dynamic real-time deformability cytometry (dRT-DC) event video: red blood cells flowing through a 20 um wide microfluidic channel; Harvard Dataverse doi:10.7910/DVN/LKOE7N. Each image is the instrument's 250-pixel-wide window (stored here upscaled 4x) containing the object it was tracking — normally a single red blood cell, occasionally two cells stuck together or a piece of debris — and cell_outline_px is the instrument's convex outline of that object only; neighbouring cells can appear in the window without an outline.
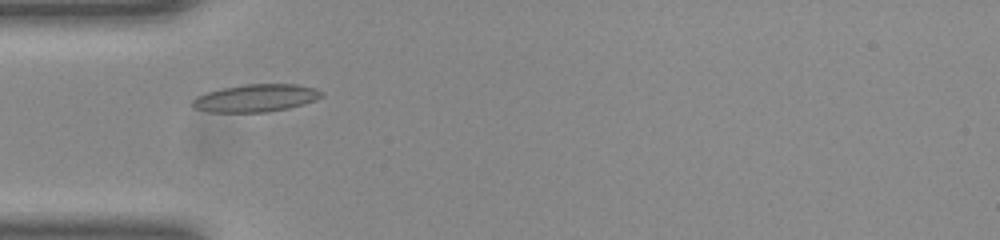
{"species": "common noctule bat (a hibernating species)", "species_latin": "Nyctalus noctula", "temperature_condition": "room temperature", "stored_images_in_passage": 36, "camera_frame_rate_fps": 3000, "um_per_image_px": 0.085, "animal": {"sex": "female", "body_mass_g": 23.0, "forearm_length_mm": 53.4}, "frame": {"image": 1, "passage_image": 1, "time_ms": 0.0, "image_size_px": [1000, 240], "cell_outline_px": [[324, 96], [316, 100], [288, 108], [264, 112], [208, 112], [196, 108], [192, 104], [192, 100], [196, 96], [220, 88], [244, 84], [296, 84], [316, 88], [324, 92]], "centroid_in_image_um": [21.77, 8.32], "position_along_channel_um": 63.2, "area_um2": 20.81}}
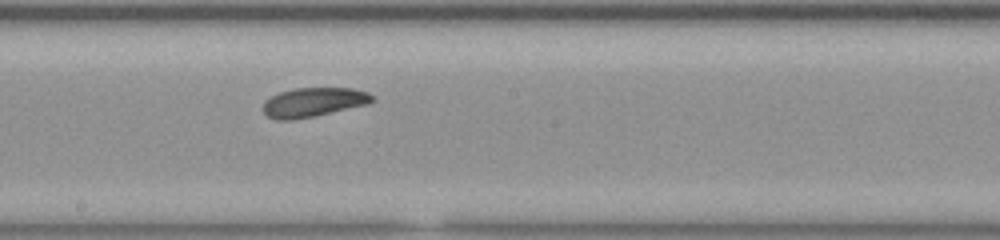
{"frame": {"image": 2, "passage_image": 13, "time_ms": 4.0, "image_size_px": [1000, 240], "cell_outline_px": [[376, 100], [368, 104], [316, 116], [292, 120], [276, 120], [268, 116], [264, 112], [264, 100], [280, 92], [296, 88], [352, 88], [368, 92], [376, 96]], "centroid_in_image_um": [26.69, 8.69], "position_along_channel_um": 221.5, "area_um2": 18.73}}
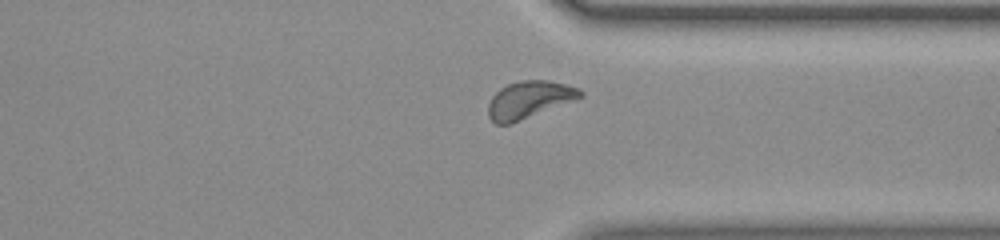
{"frame": {"image": 3, "passage_image": 24, "time_ms": 7.667, "image_size_px": [1000, 240], "cell_outline_px": [[584, 96], [576, 100], [508, 124], [496, 124], [488, 116], [488, 104], [492, 96], [500, 88], [508, 84], [520, 80], [548, 80], [580, 88], [584, 92]], "centroid_in_image_um": [45.0, 8.46], "position_along_channel_um": 366.4, "area_um2": 19.88}, "authors_computed_cell_mechanics": {"area_um2": 19.2474, "velocity_mm_per_s": 3.9717, "shape_relaxation_time_tau1_ms": 6.9287, "shape_relaxation_time_tau2_ms": null, "deformation_change_tau1": 0.108, "deformation_change_tau2": null}}